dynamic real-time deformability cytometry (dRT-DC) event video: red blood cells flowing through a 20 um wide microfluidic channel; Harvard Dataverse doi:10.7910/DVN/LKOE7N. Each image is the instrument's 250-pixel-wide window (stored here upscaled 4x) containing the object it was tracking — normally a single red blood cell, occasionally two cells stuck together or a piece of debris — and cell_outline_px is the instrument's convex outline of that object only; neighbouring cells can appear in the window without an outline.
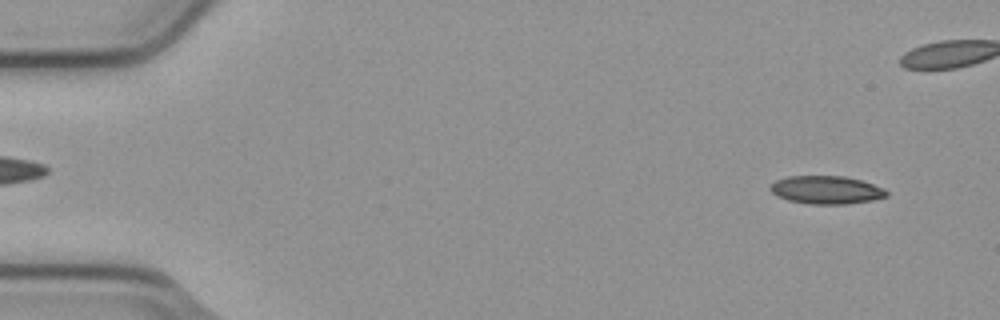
{"species": "common noctule bat (a hibernating species)", "species_latin": "Nyctalus noctula", "temperature_condition": "cold", "stored_images_in_passage": 7, "camera_frame_rate_fps": 3000, "um_per_image_px": 0.085, "animal": {"sex": "male", "body_mass_g": 23.1, "forearm_length_mm": 52.7}, "frame": {"image": 1, "passage_image": 2, "time_ms": 0.333, "image_size_px": [1000, 320], "cell_outline_px": [[888, 196], [872, 200], [844, 204], [808, 204], [788, 200], [776, 196], [768, 188], [776, 180], [788, 176], [844, 176], [860, 180], [884, 188], [888, 192]], "centroid_in_image_um": [70.22, 16.14], "position_along_channel_um": 14.8, "area_um2": 19.02}}
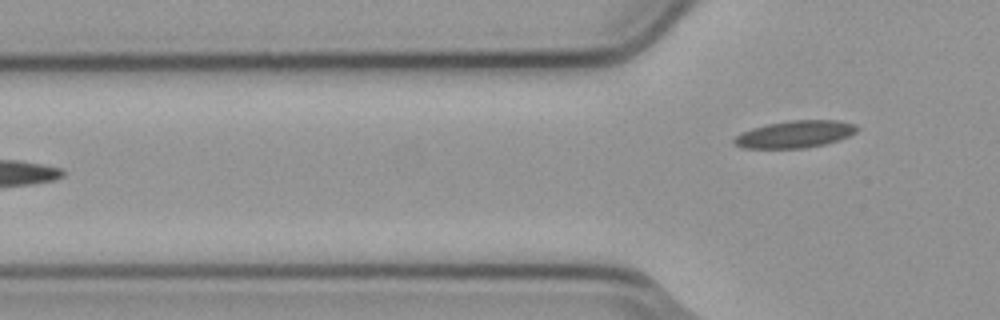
{"frame": {"image": 2, "passage_image": 7, "time_ms": 2.0, "image_size_px": [1000, 320], "cell_outline_px": [[860, 128], [856, 132], [848, 136], [824, 144], [804, 148], [744, 148], [732, 144], [732, 140], [740, 132], [752, 128], [768, 124], [792, 120], [836, 120], [856, 124]], "centroid_in_image_um": [67.55, 11.4], "position_along_channel_um": 58.3, "area_um2": 19.42}}